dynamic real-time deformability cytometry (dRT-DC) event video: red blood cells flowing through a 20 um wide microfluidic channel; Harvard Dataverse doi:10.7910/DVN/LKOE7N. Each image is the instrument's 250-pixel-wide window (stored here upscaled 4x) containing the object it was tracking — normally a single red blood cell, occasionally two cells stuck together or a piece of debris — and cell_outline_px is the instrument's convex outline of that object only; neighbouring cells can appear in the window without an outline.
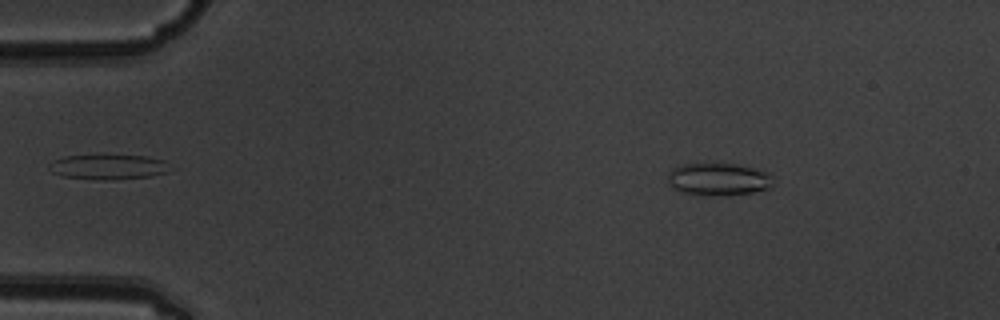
{"species": "common noctule bat (a hibernating species)", "species_latin": "Nyctalus noctula", "temperature_condition": "warm", "stored_images_in_passage": 5, "camera_frame_rate_fps": 3000, "um_per_image_px": 0.085, "animal": {"sex": "male", "body_mass_g": 19.5, "forearm_length_mm": 54.6}, "frame": {"image": 1, "passage_image": 2, "time_ms": 0.333, "image_size_px": [1000, 320], "cell_outline_px": [[772, 184], [768, 188], [752, 192], [712, 196], [684, 192], [676, 188], [668, 180], [668, 176], [672, 168], [684, 164], [736, 164], [772, 172]], "centroid_in_image_um": [61.12, 15.22], "position_along_channel_um": 23.9, "area_um2": 19.59}}
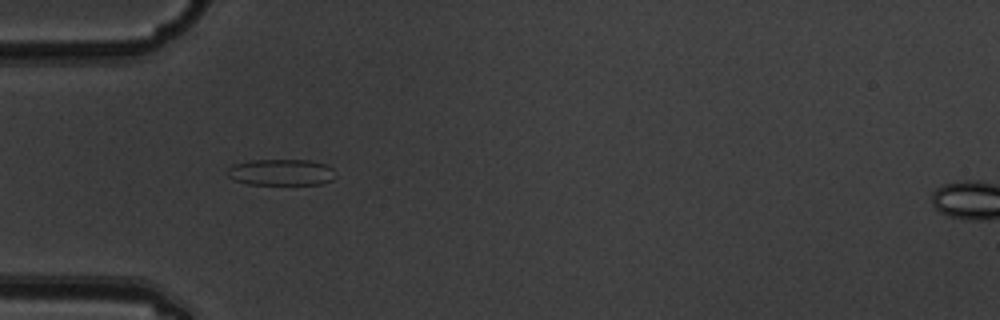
{"frame": {"image": 2, "passage_image": 4, "time_ms": 1.0, "image_size_px": [1000, 320], "cell_outline_px": [[336, 176], [332, 180], [320, 184], [248, 184], [236, 180], [228, 176], [228, 168], [232, 164], [248, 160], [312, 160], [328, 164], [332, 168]], "centroid_in_image_um": [23.93, 14.63], "position_along_channel_um": 61.1, "area_um2": 16.7}}
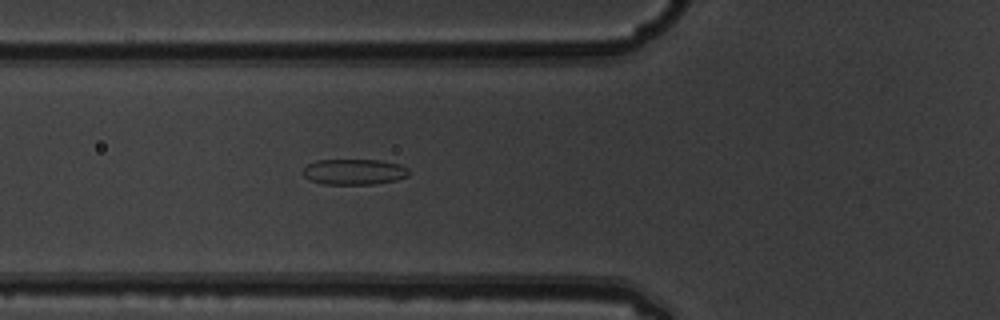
{"frame": {"image": 3, "passage_image": 5, "time_ms": 1.333, "image_size_px": [1000, 320], "cell_outline_px": [[408, 176], [396, 180], [372, 184], [324, 184], [308, 180], [300, 172], [308, 164], [316, 160], [380, 160], [400, 164], [408, 168]], "centroid_in_image_um": [30.06, 14.6], "position_along_channel_um": 95.7, "area_um2": 15.95}}